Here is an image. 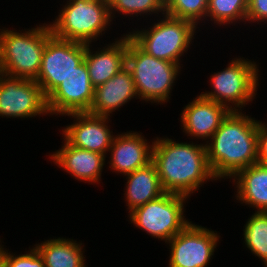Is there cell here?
<instances>
[{
    "instance_id": "6da1fadb",
    "label": "cell",
    "mask_w": 267,
    "mask_h": 267,
    "mask_svg": "<svg viewBox=\"0 0 267 267\" xmlns=\"http://www.w3.org/2000/svg\"><path fill=\"white\" fill-rule=\"evenodd\" d=\"M260 121L239 111H230L209 141L208 164L214 177L233 178L240 170L258 162L257 142Z\"/></svg>"
},
{
    "instance_id": "7a4b0ae2",
    "label": "cell",
    "mask_w": 267,
    "mask_h": 267,
    "mask_svg": "<svg viewBox=\"0 0 267 267\" xmlns=\"http://www.w3.org/2000/svg\"><path fill=\"white\" fill-rule=\"evenodd\" d=\"M152 162L167 193L189 198L205 181L216 180L208 164L205 144L176 143L157 137L153 142Z\"/></svg>"
},
{
    "instance_id": "3957f363",
    "label": "cell",
    "mask_w": 267,
    "mask_h": 267,
    "mask_svg": "<svg viewBox=\"0 0 267 267\" xmlns=\"http://www.w3.org/2000/svg\"><path fill=\"white\" fill-rule=\"evenodd\" d=\"M53 35L50 25L25 32H0V72L11 77L35 80L41 68L47 40Z\"/></svg>"
},
{
    "instance_id": "277c9868",
    "label": "cell",
    "mask_w": 267,
    "mask_h": 267,
    "mask_svg": "<svg viewBox=\"0 0 267 267\" xmlns=\"http://www.w3.org/2000/svg\"><path fill=\"white\" fill-rule=\"evenodd\" d=\"M126 67L131 71L139 99L167 102L180 73V64L161 60L141 50L128 36Z\"/></svg>"
},
{
    "instance_id": "5b68a950",
    "label": "cell",
    "mask_w": 267,
    "mask_h": 267,
    "mask_svg": "<svg viewBox=\"0 0 267 267\" xmlns=\"http://www.w3.org/2000/svg\"><path fill=\"white\" fill-rule=\"evenodd\" d=\"M111 21L108 0H69L49 25L57 38L91 44Z\"/></svg>"
},
{
    "instance_id": "8992f818",
    "label": "cell",
    "mask_w": 267,
    "mask_h": 267,
    "mask_svg": "<svg viewBox=\"0 0 267 267\" xmlns=\"http://www.w3.org/2000/svg\"><path fill=\"white\" fill-rule=\"evenodd\" d=\"M164 18L154 23L153 27L149 28L150 30L133 31L128 36L148 55L180 64L179 58L190 47L196 32V25L191 21L166 14Z\"/></svg>"
},
{
    "instance_id": "52a82bcc",
    "label": "cell",
    "mask_w": 267,
    "mask_h": 267,
    "mask_svg": "<svg viewBox=\"0 0 267 267\" xmlns=\"http://www.w3.org/2000/svg\"><path fill=\"white\" fill-rule=\"evenodd\" d=\"M257 68L254 62L243 58H235L223 71L212 74L210 82L214 91L201 93L200 95L225 105L231 111H238L239 109H236L238 107L241 110L256 96L255 92L259 83V76H257L259 75V69ZM230 103H232V106Z\"/></svg>"
},
{
    "instance_id": "ba28073f",
    "label": "cell",
    "mask_w": 267,
    "mask_h": 267,
    "mask_svg": "<svg viewBox=\"0 0 267 267\" xmlns=\"http://www.w3.org/2000/svg\"><path fill=\"white\" fill-rule=\"evenodd\" d=\"M185 199L188 198L165 192L129 212L131 223L167 243L190 223L184 216Z\"/></svg>"
},
{
    "instance_id": "9c48e42d",
    "label": "cell",
    "mask_w": 267,
    "mask_h": 267,
    "mask_svg": "<svg viewBox=\"0 0 267 267\" xmlns=\"http://www.w3.org/2000/svg\"><path fill=\"white\" fill-rule=\"evenodd\" d=\"M85 50V43L63 40L54 35L47 40L35 79L46 98L84 60Z\"/></svg>"
},
{
    "instance_id": "30bf717a",
    "label": "cell",
    "mask_w": 267,
    "mask_h": 267,
    "mask_svg": "<svg viewBox=\"0 0 267 267\" xmlns=\"http://www.w3.org/2000/svg\"><path fill=\"white\" fill-rule=\"evenodd\" d=\"M44 113H49L47 98L35 80L0 72V116L28 118Z\"/></svg>"
},
{
    "instance_id": "8fae6325",
    "label": "cell",
    "mask_w": 267,
    "mask_h": 267,
    "mask_svg": "<svg viewBox=\"0 0 267 267\" xmlns=\"http://www.w3.org/2000/svg\"><path fill=\"white\" fill-rule=\"evenodd\" d=\"M217 233L190 223L170 243L169 267H206L218 243Z\"/></svg>"
},
{
    "instance_id": "7c38bea8",
    "label": "cell",
    "mask_w": 267,
    "mask_h": 267,
    "mask_svg": "<svg viewBox=\"0 0 267 267\" xmlns=\"http://www.w3.org/2000/svg\"><path fill=\"white\" fill-rule=\"evenodd\" d=\"M94 90L83 60L47 97L49 115L88 112L94 100Z\"/></svg>"
},
{
    "instance_id": "4fadbf2b",
    "label": "cell",
    "mask_w": 267,
    "mask_h": 267,
    "mask_svg": "<svg viewBox=\"0 0 267 267\" xmlns=\"http://www.w3.org/2000/svg\"><path fill=\"white\" fill-rule=\"evenodd\" d=\"M76 122L63 129L65 140L72 146L86 149L99 154H107L114 135L108 129L109 117L98 116L88 112L66 114Z\"/></svg>"
},
{
    "instance_id": "5bb4252c",
    "label": "cell",
    "mask_w": 267,
    "mask_h": 267,
    "mask_svg": "<svg viewBox=\"0 0 267 267\" xmlns=\"http://www.w3.org/2000/svg\"><path fill=\"white\" fill-rule=\"evenodd\" d=\"M230 111L225 105L199 95L181 113L183 132L203 140L210 139Z\"/></svg>"
},
{
    "instance_id": "9a60e30c",
    "label": "cell",
    "mask_w": 267,
    "mask_h": 267,
    "mask_svg": "<svg viewBox=\"0 0 267 267\" xmlns=\"http://www.w3.org/2000/svg\"><path fill=\"white\" fill-rule=\"evenodd\" d=\"M137 132H126L115 135L109 151H111L110 166L114 172L126 175L152 162L153 142L150 146L147 139Z\"/></svg>"
},
{
    "instance_id": "2e32d148",
    "label": "cell",
    "mask_w": 267,
    "mask_h": 267,
    "mask_svg": "<svg viewBox=\"0 0 267 267\" xmlns=\"http://www.w3.org/2000/svg\"><path fill=\"white\" fill-rule=\"evenodd\" d=\"M134 96L138 97L133 77L125 67L107 82L95 87L94 100L88 113L108 117Z\"/></svg>"
},
{
    "instance_id": "e0dca14e",
    "label": "cell",
    "mask_w": 267,
    "mask_h": 267,
    "mask_svg": "<svg viewBox=\"0 0 267 267\" xmlns=\"http://www.w3.org/2000/svg\"><path fill=\"white\" fill-rule=\"evenodd\" d=\"M62 148L52 155L51 159L58 167L65 169L75 179L98 183L101 179L105 155L70 145L65 139Z\"/></svg>"
},
{
    "instance_id": "ac0fdd59",
    "label": "cell",
    "mask_w": 267,
    "mask_h": 267,
    "mask_svg": "<svg viewBox=\"0 0 267 267\" xmlns=\"http://www.w3.org/2000/svg\"><path fill=\"white\" fill-rule=\"evenodd\" d=\"M127 46L128 34L94 54L90 44H86L84 61L94 87L104 84L126 67Z\"/></svg>"
},
{
    "instance_id": "d6986e66",
    "label": "cell",
    "mask_w": 267,
    "mask_h": 267,
    "mask_svg": "<svg viewBox=\"0 0 267 267\" xmlns=\"http://www.w3.org/2000/svg\"><path fill=\"white\" fill-rule=\"evenodd\" d=\"M233 181L237 184V200L257 209V212H267V164L254 163L240 170Z\"/></svg>"
},
{
    "instance_id": "ffe728a7",
    "label": "cell",
    "mask_w": 267,
    "mask_h": 267,
    "mask_svg": "<svg viewBox=\"0 0 267 267\" xmlns=\"http://www.w3.org/2000/svg\"><path fill=\"white\" fill-rule=\"evenodd\" d=\"M125 176L128 180L124 194L129 212L165 193L160 183L156 165L153 162Z\"/></svg>"
},
{
    "instance_id": "44dd1931",
    "label": "cell",
    "mask_w": 267,
    "mask_h": 267,
    "mask_svg": "<svg viewBox=\"0 0 267 267\" xmlns=\"http://www.w3.org/2000/svg\"><path fill=\"white\" fill-rule=\"evenodd\" d=\"M66 238L50 239L35 245L46 267H85L82 243Z\"/></svg>"
},
{
    "instance_id": "7402d4cb",
    "label": "cell",
    "mask_w": 267,
    "mask_h": 267,
    "mask_svg": "<svg viewBox=\"0 0 267 267\" xmlns=\"http://www.w3.org/2000/svg\"><path fill=\"white\" fill-rule=\"evenodd\" d=\"M244 231V243L267 267V212H255L248 219Z\"/></svg>"
},
{
    "instance_id": "603a6c76",
    "label": "cell",
    "mask_w": 267,
    "mask_h": 267,
    "mask_svg": "<svg viewBox=\"0 0 267 267\" xmlns=\"http://www.w3.org/2000/svg\"><path fill=\"white\" fill-rule=\"evenodd\" d=\"M247 9L248 0H208L206 17L221 26L246 20Z\"/></svg>"
},
{
    "instance_id": "cb8c5ba5",
    "label": "cell",
    "mask_w": 267,
    "mask_h": 267,
    "mask_svg": "<svg viewBox=\"0 0 267 267\" xmlns=\"http://www.w3.org/2000/svg\"><path fill=\"white\" fill-rule=\"evenodd\" d=\"M208 0H167L164 14L191 21L197 26L198 20L206 18Z\"/></svg>"
},
{
    "instance_id": "d4e9b609",
    "label": "cell",
    "mask_w": 267,
    "mask_h": 267,
    "mask_svg": "<svg viewBox=\"0 0 267 267\" xmlns=\"http://www.w3.org/2000/svg\"><path fill=\"white\" fill-rule=\"evenodd\" d=\"M109 10L111 18L113 19V12H120L122 15L132 14L136 15L140 14V16L144 13L150 15L152 13L158 14V12L162 11L164 15V4L161 0H108ZM113 11V12H112Z\"/></svg>"
},
{
    "instance_id": "484cf974",
    "label": "cell",
    "mask_w": 267,
    "mask_h": 267,
    "mask_svg": "<svg viewBox=\"0 0 267 267\" xmlns=\"http://www.w3.org/2000/svg\"><path fill=\"white\" fill-rule=\"evenodd\" d=\"M0 267H46L37 249H30L29 253L13 255L5 251L0 245Z\"/></svg>"
},
{
    "instance_id": "4316f807",
    "label": "cell",
    "mask_w": 267,
    "mask_h": 267,
    "mask_svg": "<svg viewBox=\"0 0 267 267\" xmlns=\"http://www.w3.org/2000/svg\"><path fill=\"white\" fill-rule=\"evenodd\" d=\"M246 20L251 22L267 21V0H248Z\"/></svg>"
},
{
    "instance_id": "83f0119b",
    "label": "cell",
    "mask_w": 267,
    "mask_h": 267,
    "mask_svg": "<svg viewBox=\"0 0 267 267\" xmlns=\"http://www.w3.org/2000/svg\"><path fill=\"white\" fill-rule=\"evenodd\" d=\"M267 124L259 123L257 153L258 163L267 164Z\"/></svg>"
},
{
    "instance_id": "f1b7e54d",
    "label": "cell",
    "mask_w": 267,
    "mask_h": 267,
    "mask_svg": "<svg viewBox=\"0 0 267 267\" xmlns=\"http://www.w3.org/2000/svg\"><path fill=\"white\" fill-rule=\"evenodd\" d=\"M163 4H165L167 2V0H161Z\"/></svg>"
}]
</instances>
